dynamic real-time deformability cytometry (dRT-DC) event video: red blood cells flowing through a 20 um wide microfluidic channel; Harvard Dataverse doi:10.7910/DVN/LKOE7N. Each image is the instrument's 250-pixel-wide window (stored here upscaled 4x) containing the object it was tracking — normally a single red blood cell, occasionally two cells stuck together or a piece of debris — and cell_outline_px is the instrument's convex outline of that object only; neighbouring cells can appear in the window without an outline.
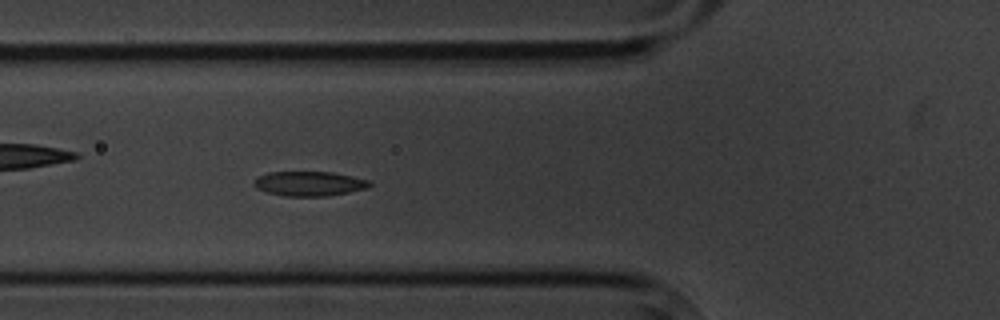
{"species": "common noctule bat (a hibernating species)", "species_latin": "Nyctalus noctula", "temperature_condition": "cold", "stored_images_in_passage": 6, "segment_of_instrument_passage": [1, 2], "camera_frame_rate_fps": 3000, "um_per_image_px": 0.085, "animal": {"sex": "male", "body_mass_g": 20.1, "forearm_length_mm": 53.5}, "frame": {"image": 1, "passage_image": 5, "time_ms": 4.667, "image_size_px": [1000, 320], "cell_outline_px": [[372, 184], [368, 188], [328, 196], [284, 196], [268, 192], [256, 188], [252, 184], [256, 176], [268, 172], [332, 172], [372, 180]], "centroid_in_image_um": [26.29, 15.6], "position_along_channel_um": 99.5, "area_um2": 16.76}}